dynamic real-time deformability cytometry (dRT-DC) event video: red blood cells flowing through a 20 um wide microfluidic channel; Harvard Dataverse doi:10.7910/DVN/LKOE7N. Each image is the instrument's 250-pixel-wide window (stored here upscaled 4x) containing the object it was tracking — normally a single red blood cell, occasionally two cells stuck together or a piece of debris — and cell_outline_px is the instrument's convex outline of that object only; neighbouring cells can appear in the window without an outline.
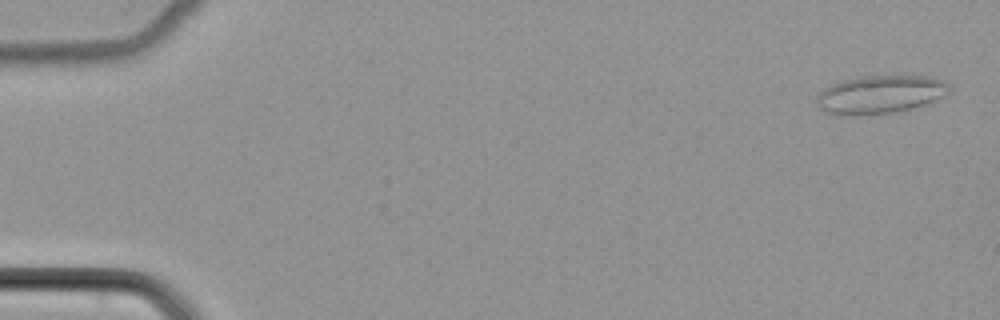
{"species": "common noctule bat (a hibernating species)", "species_latin": "Nyctalus noctula", "temperature_condition": "cold", "stored_images_in_passage": 30, "camera_frame_rate_fps": 3000, "um_per_image_px": 0.085, "animal": {"sex": "female", "body_mass_g": 22.7, "forearm_length_mm": 54.2}, "frame": {"image": 1, "passage_image": 2, "time_ms": 0.333, "image_size_px": [1000, 320], "cell_outline_px": [[952, 88], [948, 92], [924, 104], [912, 108], [872, 116], [856, 116], [824, 112], [820, 108], [816, 100], [816, 96], [824, 88], [832, 84], [844, 80], [864, 76], [928, 76], [944, 80]], "centroid_in_image_um": [74.78, 8.04], "position_along_channel_um": 10.2, "area_um2": 29.42}}